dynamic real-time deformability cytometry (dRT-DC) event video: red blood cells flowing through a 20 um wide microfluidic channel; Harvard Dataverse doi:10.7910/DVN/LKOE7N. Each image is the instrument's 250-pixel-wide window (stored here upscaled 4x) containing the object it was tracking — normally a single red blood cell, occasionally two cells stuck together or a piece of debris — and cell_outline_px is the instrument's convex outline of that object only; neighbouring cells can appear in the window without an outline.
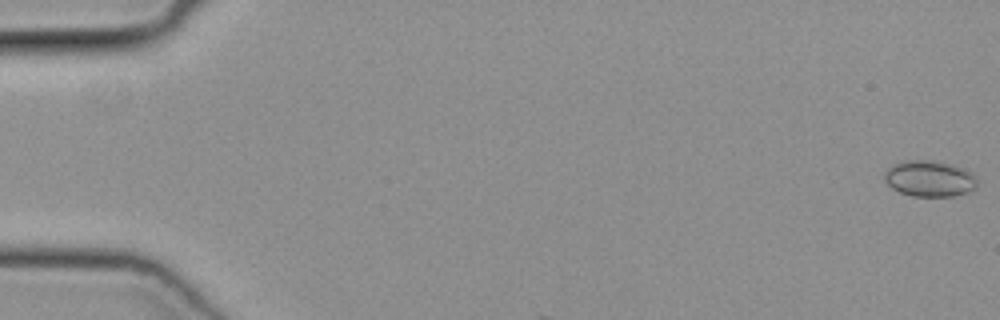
{"species": "common noctule bat (a hibernating species)", "species_latin": "Nyctalus noctula", "temperature_condition": "cold", "stored_images_in_passage": 4, "camera_frame_rate_fps": 3000, "um_per_image_px": 0.085, "animal": {"sex": "female", "body_mass_g": 19.3, "forearm_length_mm": 54.1}, "frame": {"image": 1, "passage_image": 1, "time_ms": 0.0, "image_size_px": [1000, 320], "cell_outline_px": [[976, 184], [968, 192], [952, 196], [912, 196], [900, 192], [892, 188], [884, 180], [884, 172], [892, 164], [904, 160], [932, 160], [964, 168], [972, 172], [976, 176]], "centroid_in_image_um": [78.97, 15.17], "position_along_channel_um": 6.0, "area_um2": 19.48}}